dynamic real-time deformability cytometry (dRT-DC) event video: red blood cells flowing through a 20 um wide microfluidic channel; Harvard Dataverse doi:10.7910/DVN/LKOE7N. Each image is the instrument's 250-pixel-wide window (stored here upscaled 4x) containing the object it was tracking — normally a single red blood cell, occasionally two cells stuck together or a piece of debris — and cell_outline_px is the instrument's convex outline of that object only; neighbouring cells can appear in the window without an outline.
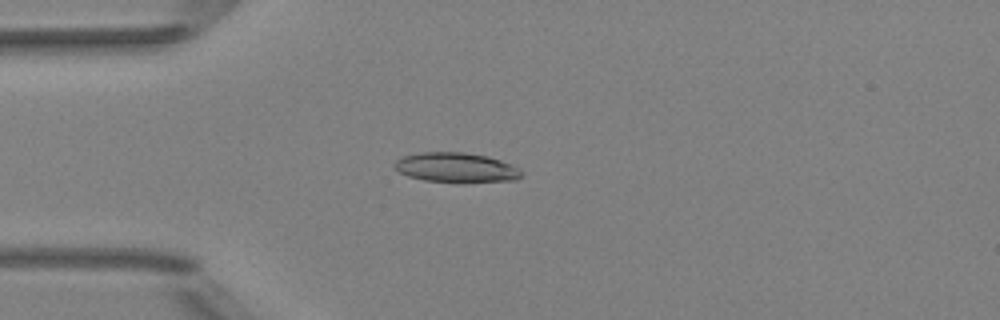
{"species": "Egyptian fruit bat (a non-hibernating species)", "species_latin": "Rousettus aegyptiacus", "temperature_condition": "room temperature", "stored_images_in_passage": 51, "camera_frame_rate_fps": 3000, "um_per_image_px": 0.085, "animal": {"sex": "female"}, "frame": {"image": 1, "passage_image": 14, "time_ms": 4.333, "image_size_px": [1000, 320], "cell_outline_px": [[524, 172], [516, 180], [424, 180], [408, 176], [400, 172], [392, 164], [400, 156], [420, 152], [464, 152], [488, 156], [512, 164]], "centroid_in_image_um": [38.73, 14.19], "position_along_channel_um": 46.3, "area_um2": 21.33}}
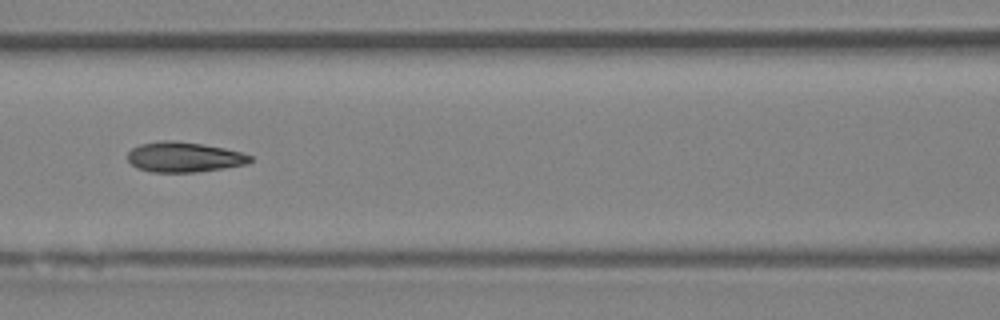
{"frame": {"image": 2, "passage_image": 23, "time_ms": 7.333, "image_size_px": [1000, 320], "cell_outline_px": [[252, 160], [248, 164], [224, 168], [196, 172], [152, 172], [136, 168], [128, 160], [128, 152], [132, 148], [140, 144], [160, 140], [172, 140], [200, 144], [224, 148], [240, 152], [252, 156]], "centroid_in_image_um": [15.63, 13.35], "position_along_channel_um": 151.0, "area_um2": 21.5}}
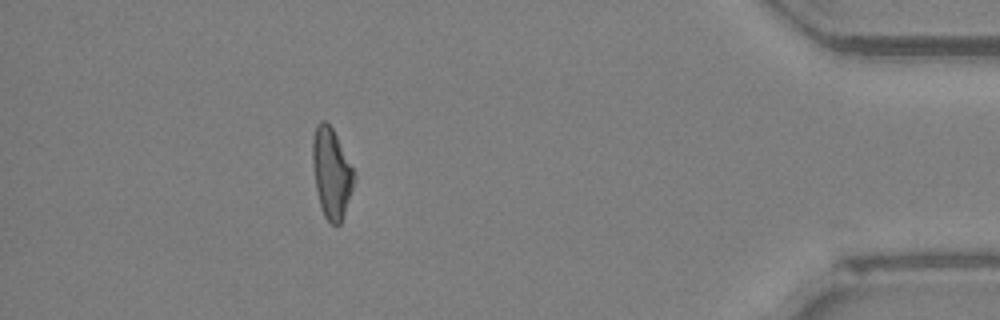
{"frame": {"image": 3, "passage_image": 46, "time_ms": 15.0, "image_size_px": [1000, 320], "cell_outline_px": [[356, 176], [344, 216], [340, 224], [336, 228], [324, 216], [320, 208], [316, 188], [312, 160], [312, 140], [316, 124], [320, 120], [324, 120], [332, 128], [356, 172]], "centroid_in_image_um": [28.18, 14.73], "position_along_channel_um": 407.0, "area_um2": 22.02}, "authors_computed_cell_mechanics": {"area_um2": 22.0218, "velocity_mm_per_s": 4.0275, "shape_relaxation_time_tau1_ms": 9.0487, "shape_relaxation_time_tau2_ms": 1.6234, "deformation_change_tau1": 0.213, "deformation_change_tau2": 0.0939}}